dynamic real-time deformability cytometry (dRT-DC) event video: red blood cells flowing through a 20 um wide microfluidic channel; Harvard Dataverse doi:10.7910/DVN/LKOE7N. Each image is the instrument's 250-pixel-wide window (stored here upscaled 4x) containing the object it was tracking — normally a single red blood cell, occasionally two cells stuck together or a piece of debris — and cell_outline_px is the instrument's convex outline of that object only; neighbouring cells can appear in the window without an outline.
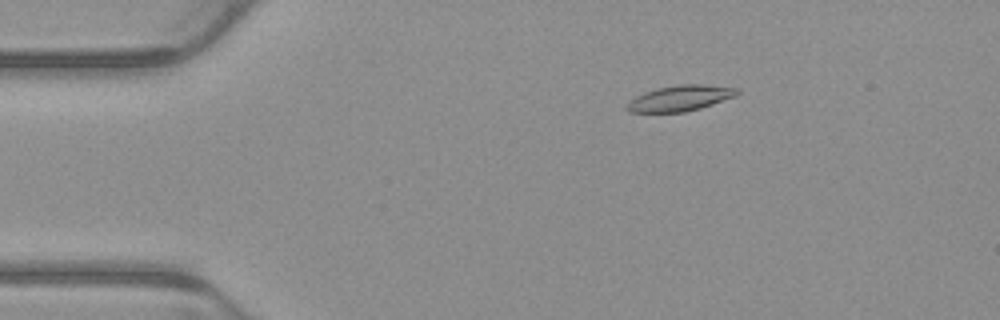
{"species": "common noctule bat (a hibernating species)", "species_latin": "Nyctalus noctula", "temperature_condition": "warm", "stored_images_in_passage": 6, "camera_frame_rate_fps": 3000, "um_per_image_px": 0.085, "animal": {"sex": "male", "body_mass_g": 23.1, "forearm_length_mm": 52.7}, "frame": {"image": 1, "passage_image": 3, "time_ms": 0.667, "image_size_px": [1000, 320], "cell_outline_px": [[740, 92], [736, 96], [700, 108], [684, 112], [632, 112], [624, 108], [636, 96], [644, 92], [660, 88], [680, 84], [704, 84], [736, 88]], "centroid_in_image_um": [57.83, 8.34], "position_along_channel_um": 27.2, "area_um2": 16.24}}
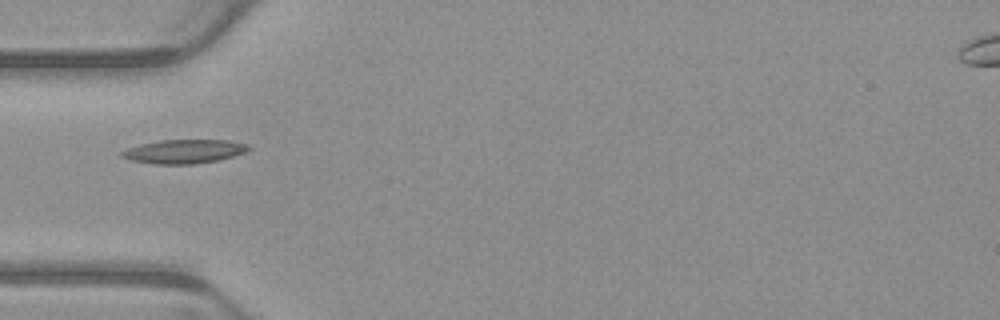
{"frame": {"image": 2, "passage_image": 5, "time_ms": 1.333, "image_size_px": [1000, 320], "cell_outline_px": [[252, 148], [244, 152], [232, 156], [216, 160], [196, 164], [156, 164], [132, 160], [120, 156], [120, 152], [128, 148], [140, 144], [160, 140], [228, 140], [248, 144]], "centroid_in_image_um": [15.64, 12.87], "position_along_channel_um": 69.4, "area_um2": 17.51}}
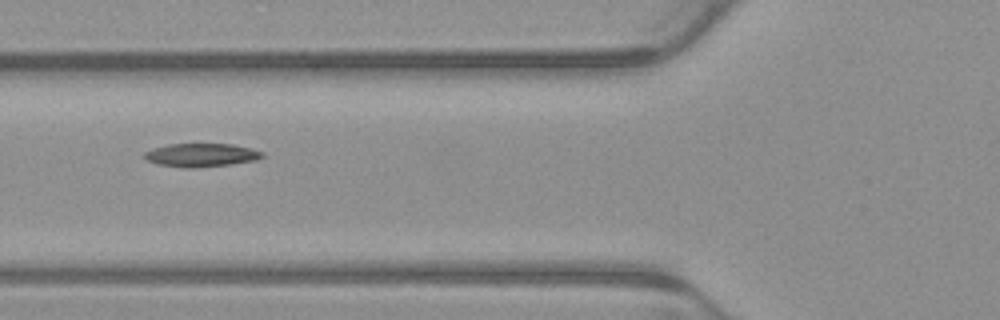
{"frame": {"image": 3, "passage_image": 6, "time_ms": 1.667, "image_size_px": [1000, 320], "cell_outline_px": [[264, 156], [256, 160], [232, 164], [196, 168], [184, 168], [156, 164], [144, 160], [140, 156], [144, 152], [152, 148], [168, 144], [232, 144], [264, 152]], "centroid_in_image_um": [17.02, 13.19], "position_along_channel_um": 108.8, "area_um2": 16.36}}